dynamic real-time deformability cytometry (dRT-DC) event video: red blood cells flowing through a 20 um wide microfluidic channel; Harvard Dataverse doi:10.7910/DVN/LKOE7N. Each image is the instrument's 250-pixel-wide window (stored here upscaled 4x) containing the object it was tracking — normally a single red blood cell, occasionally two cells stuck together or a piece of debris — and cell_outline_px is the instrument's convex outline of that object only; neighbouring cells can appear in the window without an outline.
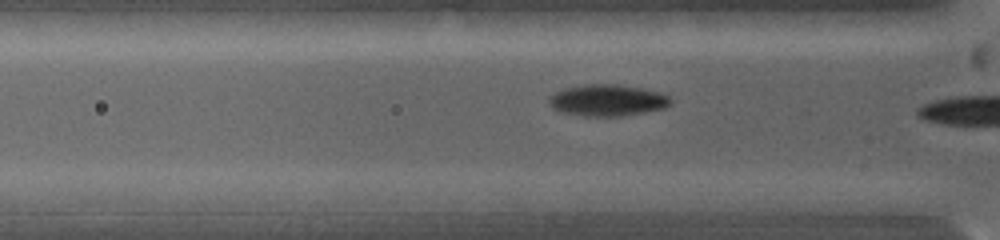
{"species": "common noctule bat (a hibernating species)", "species_latin": "Nyctalus noctula", "temperature_condition": "warm", "stored_images_in_passage": 21, "camera_frame_rate_fps": 5000, "um_per_image_px": 0.085, "animal": {"sex": "female", "body_mass_g": 19.0, "forearm_length_mm": 53.3}, "frame": {"image": 1, "passage_image": 11, "time_ms": 1.8, "image_size_px": [1000, 240], "cell_outline_px": [[672, 104], [664, 108], [644, 112], [620, 116], [584, 116], [560, 112], [552, 108], [548, 104], [548, 96], [564, 88], [588, 84], [616, 84], [640, 88], [660, 92], [668, 96], [672, 100]], "centroid_in_image_um": [51.6, 8.53], "position_along_channel_um": 74.2, "area_um2": 22.43}}
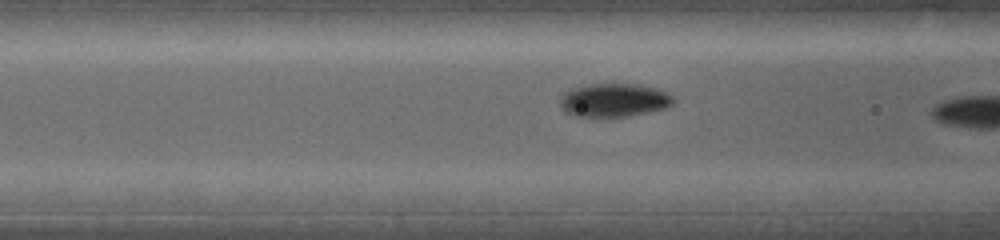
{"frame": {"image": 2, "passage_image": 16, "time_ms": 2.8, "image_size_px": [1000, 240], "cell_outline_px": [[676, 100], [668, 108], [648, 112], [624, 116], [576, 116], [564, 112], [560, 104], [560, 96], [564, 92], [572, 88], [588, 84], [636, 84], [656, 88], [668, 92]], "centroid_in_image_um": [52.2, 8.5], "position_along_channel_um": 114.4, "area_um2": 22.14}}
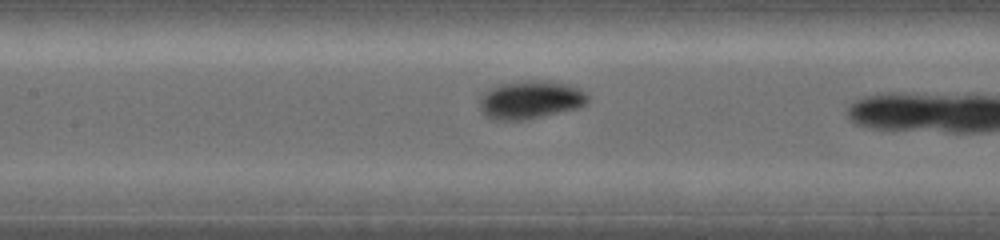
{"frame": {"image": 3, "passage_image": 21, "time_ms": 4.0, "image_size_px": [1000, 240], "cell_outline_px": [[588, 100], [580, 108], [524, 120], [492, 120], [484, 116], [480, 108], [480, 96], [488, 88], [500, 84], [520, 80], [544, 80], [568, 84], [584, 92], [588, 96]], "centroid_in_image_um": [45.04, 8.48], "position_along_channel_um": 162.4, "area_um2": 24.33}}